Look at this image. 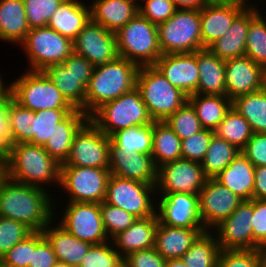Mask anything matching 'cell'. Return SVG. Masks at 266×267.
Returning a JSON list of instances; mask_svg holds the SVG:
<instances>
[{"label":"cell","mask_w":266,"mask_h":267,"mask_svg":"<svg viewBox=\"0 0 266 267\" xmlns=\"http://www.w3.org/2000/svg\"><path fill=\"white\" fill-rule=\"evenodd\" d=\"M53 195L6 176L0 184V216L22 222L32 231H42L54 219V210L60 207Z\"/></svg>","instance_id":"1"},{"label":"cell","mask_w":266,"mask_h":267,"mask_svg":"<svg viewBox=\"0 0 266 267\" xmlns=\"http://www.w3.org/2000/svg\"><path fill=\"white\" fill-rule=\"evenodd\" d=\"M4 164L7 177L15 182L41 187L47 191H50L49 185L60 188V164L43 146L12 144L4 153Z\"/></svg>","instance_id":"2"},{"label":"cell","mask_w":266,"mask_h":267,"mask_svg":"<svg viewBox=\"0 0 266 267\" xmlns=\"http://www.w3.org/2000/svg\"><path fill=\"white\" fill-rule=\"evenodd\" d=\"M139 67L125 58L96 65L85 95V114L89 117L102 104L115 100L136 87Z\"/></svg>","instance_id":"3"},{"label":"cell","mask_w":266,"mask_h":267,"mask_svg":"<svg viewBox=\"0 0 266 267\" xmlns=\"http://www.w3.org/2000/svg\"><path fill=\"white\" fill-rule=\"evenodd\" d=\"M115 34L118 56L138 67L154 66L162 55L157 25L139 13Z\"/></svg>","instance_id":"4"},{"label":"cell","mask_w":266,"mask_h":267,"mask_svg":"<svg viewBox=\"0 0 266 267\" xmlns=\"http://www.w3.org/2000/svg\"><path fill=\"white\" fill-rule=\"evenodd\" d=\"M136 88L154 121H165L188 101L155 66L139 67Z\"/></svg>","instance_id":"5"},{"label":"cell","mask_w":266,"mask_h":267,"mask_svg":"<svg viewBox=\"0 0 266 267\" xmlns=\"http://www.w3.org/2000/svg\"><path fill=\"white\" fill-rule=\"evenodd\" d=\"M89 119L108 137L126 128L154 122L136 87L102 104Z\"/></svg>","instance_id":"6"},{"label":"cell","mask_w":266,"mask_h":267,"mask_svg":"<svg viewBox=\"0 0 266 267\" xmlns=\"http://www.w3.org/2000/svg\"><path fill=\"white\" fill-rule=\"evenodd\" d=\"M13 99L34 112L50 109H75L44 71L26 70L10 82Z\"/></svg>","instance_id":"7"},{"label":"cell","mask_w":266,"mask_h":267,"mask_svg":"<svg viewBox=\"0 0 266 267\" xmlns=\"http://www.w3.org/2000/svg\"><path fill=\"white\" fill-rule=\"evenodd\" d=\"M158 43L162 54L192 53L202 49L200 10L177 9L157 25Z\"/></svg>","instance_id":"8"},{"label":"cell","mask_w":266,"mask_h":267,"mask_svg":"<svg viewBox=\"0 0 266 267\" xmlns=\"http://www.w3.org/2000/svg\"><path fill=\"white\" fill-rule=\"evenodd\" d=\"M18 46L24 50L28 70L34 71L62 64L73 52V41L48 26L30 29Z\"/></svg>","instance_id":"9"},{"label":"cell","mask_w":266,"mask_h":267,"mask_svg":"<svg viewBox=\"0 0 266 267\" xmlns=\"http://www.w3.org/2000/svg\"><path fill=\"white\" fill-rule=\"evenodd\" d=\"M155 185L111 174L106 188L105 203L117 206L137 219L156 213Z\"/></svg>","instance_id":"10"},{"label":"cell","mask_w":266,"mask_h":267,"mask_svg":"<svg viewBox=\"0 0 266 267\" xmlns=\"http://www.w3.org/2000/svg\"><path fill=\"white\" fill-rule=\"evenodd\" d=\"M110 175L108 168L60 166L59 187L69 197L65 202L102 203Z\"/></svg>","instance_id":"11"},{"label":"cell","mask_w":266,"mask_h":267,"mask_svg":"<svg viewBox=\"0 0 266 267\" xmlns=\"http://www.w3.org/2000/svg\"><path fill=\"white\" fill-rule=\"evenodd\" d=\"M64 208L60 214L54 210V218L74 237L92 245L110 241L103 225L99 203L66 202Z\"/></svg>","instance_id":"12"},{"label":"cell","mask_w":266,"mask_h":267,"mask_svg":"<svg viewBox=\"0 0 266 267\" xmlns=\"http://www.w3.org/2000/svg\"><path fill=\"white\" fill-rule=\"evenodd\" d=\"M110 137L90 119L76 132L66 162L60 166L109 168Z\"/></svg>","instance_id":"13"},{"label":"cell","mask_w":266,"mask_h":267,"mask_svg":"<svg viewBox=\"0 0 266 267\" xmlns=\"http://www.w3.org/2000/svg\"><path fill=\"white\" fill-rule=\"evenodd\" d=\"M206 180L200 162L181 158L157 168L156 193L199 194Z\"/></svg>","instance_id":"14"},{"label":"cell","mask_w":266,"mask_h":267,"mask_svg":"<svg viewBox=\"0 0 266 267\" xmlns=\"http://www.w3.org/2000/svg\"><path fill=\"white\" fill-rule=\"evenodd\" d=\"M156 214L161 224L205 228L200 216L199 194L156 193Z\"/></svg>","instance_id":"15"},{"label":"cell","mask_w":266,"mask_h":267,"mask_svg":"<svg viewBox=\"0 0 266 267\" xmlns=\"http://www.w3.org/2000/svg\"><path fill=\"white\" fill-rule=\"evenodd\" d=\"M243 201L215 178H207L199 193L200 216L205 230L212 231Z\"/></svg>","instance_id":"16"},{"label":"cell","mask_w":266,"mask_h":267,"mask_svg":"<svg viewBox=\"0 0 266 267\" xmlns=\"http://www.w3.org/2000/svg\"><path fill=\"white\" fill-rule=\"evenodd\" d=\"M73 52L94 66L111 62L118 57L116 34L89 20L73 40Z\"/></svg>","instance_id":"17"},{"label":"cell","mask_w":266,"mask_h":267,"mask_svg":"<svg viewBox=\"0 0 266 267\" xmlns=\"http://www.w3.org/2000/svg\"><path fill=\"white\" fill-rule=\"evenodd\" d=\"M253 199L243 200L212 232L220 249H253Z\"/></svg>","instance_id":"18"},{"label":"cell","mask_w":266,"mask_h":267,"mask_svg":"<svg viewBox=\"0 0 266 267\" xmlns=\"http://www.w3.org/2000/svg\"><path fill=\"white\" fill-rule=\"evenodd\" d=\"M225 75L226 96L231 100L265 87L266 70L247 56L225 60Z\"/></svg>","instance_id":"19"},{"label":"cell","mask_w":266,"mask_h":267,"mask_svg":"<svg viewBox=\"0 0 266 267\" xmlns=\"http://www.w3.org/2000/svg\"><path fill=\"white\" fill-rule=\"evenodd\" d=\"M154 66L176 88L188 97L197 94L199 69L197 51L162 54Z\"/></svg>","instance_id":"20"},{"label":"cell","mask_w":266,"mask_h":267,"mask_svg":"<svg viewBox=\"0 0 266 267\" xmlns=\"http://www.w3.org/2000/svg\"><path fill=\"white\" fill-rule=\"evenodd\" d=\"M109 155L108 169L111 174L156 185L157 168L151 154L121 152V147L110 139Z\"/></svg>","instance_id":"21"},{"label":"cell","mask_w":266,"mask_h":267,"mask_svg":"<svg viewBox=\"0 0 266 267\" xmlns=\"http://www.w3.org/2000/svg\"><path fill=\"white\" fill-rule=\"evenodd\" d=\"M260 12L259 8L245 9L231 24L225 34L208 49L223 60L245 56L250 21Z\"/></svg>","instance_id":"22"},{"label":"cell","mask_w":266,"mask_h":267,"mask_svg":"<svg viewBox=\"0 0 266 267\" xmlns=\"http://www.w3.org/2000/svg\"><path fill=\"white\" fill-rule=\"evenodd\" d=\"M244 10L233 5L210 3L202 7L200 9L202 49L208 48L220 39Z\"/></svg>","instance_id":"23"},{"label":"cell","mask_w":266,"mask_h":267,"mask_svg":"<svg viewBox=\"0 0 266 267\" xmlns=\"http://www.w3.org/2000/svg\"><path fill=\"white\" fill-rule=\"evenodd\" d=\"M205 228L172 227L158 222L155 250L166 260L181 259Z\"/></svg>","instance_id":"24"},{"label":"cell","mask_w":266,"mask_h":267,"mask_svg":"<svg viewBox=\"0 0 266 267\" xmlns=\"http://www.w3.org/2000/svg\"><path fill=\"white\" fill-rule=\"evenodd\" d=\"M55 221L56 219H53L42 230V233L51 244L58 261L77 267L92 244L74 237L70 232Z\"/></svg>","instance_id":"25"},{"label":"cell","mask_w":266,"mask_h":267,"mask_svg":"<svg viewBox=\"0 0 266 267\" xmlns=\"http://www.w3.org/2000/svg\"><path fill=\"white\" fill-rule=\"evenodd\" d=\"M89 7L90 20L114 33L139 13L135 0H92Z\"/></svg>","instance_id":"26"},{"label":"cell","mask_w":266,"mask_h":267,"mask_svg":"<svg viewBox=\"0 0 266 267\" xmlns=\"http://www.w3.org/2000/svg\"><path fill=\"white\" fill-rule=\"evenodd\" d=\"M158 222L156 213L147 218L136 219L129 228L111 239L114 248L123 258L134 251L153 248Z\"/></svg>","instance_id":"27"},{"label":"cell","mask_w":266,"mask_h":267,"mask_svg":"<svg viewBox=\"0 0 266 267\" xmlns=\"http://www.w3.org/2000/svg\"><path fill=\"white\" fill-rule=\"evenodd\" d=\"M85 3L82 0H63L47 26L73 41L90 20L89 3Z\"/></svg>","instance_id":"28"},{"label":"cell","mask_w":266,"mask_h":267,"mask_svg":"<svg viewBox=\"0 0 266 267\" xmlns=\"http://www.w3.org/2000/svg\"><path fill=\"white\" fill-rule=\"evenodd\" d=\"M199 81L197 94L225 95V60L213 54L208 48L197 51Z\"/></svg>","instance_id":"29"},{"label":"cell","mask_w":266,"mask_h":267,"mask_svg":"<svg viewBox=\"0 0 266 267\" xmlns=\"http://www.w3.org/2000/svg\"><path fill=\"white\" fill-rule=\"evenodd\" d=\"M88 119L89 117L81 109H75L56 126L52 137L43 145L46 152L58 164L66 162L76 132Z\"/></svg>","instance_id":"30"},{"label":"cell","mask_w":266,"mask_h":267,"mask_svg":"<svg viewBox=\"0 0 266 267\" xmlns=\"http://www.w3.org/2000/svg\"><path fill=\"white\" fill-rule=\"evenodd\" d=\"M255 166L239 153L215 179L243 200H251Z\"/></svg>","instance_id":"31"},{"label":"cell","mask_w":266,"mask_h":267,"mask_svg":"<svg viewBox=\"0 0 266 267\" xmlns=\"http://www.w3.org/2000/svg\"><path fill=\"white\" fill-rule=\"evenodd\" d=\"M29 30L23 0H0V40L19 45Z\"/></svg>","instance_id":"32"},{"label":"cell","mask_w":266,"mask_h":267,"mask_svg":"<svg viewBox=\"0 0 266 267\" xmlns=\"http://www.w3.org/2000/svg\"><path fill=\"white\" fill-rule=\"evenodd\" d=\"M188 102L194 108L204 129L214 131L232 108V100L225 95L193 94Z\"/></svg>","instance_id":"33"},{"label":"cell","mask_w":266,"mask_h":267,"mask_svg":"<svg viewBox=\"0 0 266 267\" xmlns=\"http://www.w3.org/2000/svg\"><path fill=\"white\" fill-rule=\"evenodd\" d=\"M151 155L156 168L182 158L181 139L164 121L153 122Z\"/></svg>","instance_id":"34"},{"label":"cell","mask_w":266,"mask_h":267,"mask_svg":"<svg viewBox=\"0 0 266 267\" xmlns=\"http://www.w3.org/2000/svg\"><path fill=\"white\" fill-rule=\"evenodd\" d=\"M44 72L63 97L75 109H81L85 113L86 87L79 82V78L71 71H68L63 63L48 66Z\"/></svg>","instance_id":"35"},{"label":"cell","mask_w":266,"mask_h":267,"mask_svg":"<svg viewBox=\"0 0 266 267\" xmlns=\"http://www.w3.org/2000/svg\"><path fill=\"white\" fill-rule=\"evenodd\" d=\"M232 107L250 124L253 133H266V88L232 100Z\"/></svg>","instance_id":"36"},{"label":"cell","mask_w":266,"mask_h":267,"mask_svg":"<svg viewBox=\"0 0 266 267\" xmlns=\"http://www.w3.org/2000/svg\"><path fill=\"white\" fill-rule=\"evenodd\" d=\"M220 250L216 234L207 230L196 238L181 259L187 267H217Z\"/></svg>","instance_id":"37"},{"label":"cell","mask_w":266,"mask_h":267,"mask_svg":"<svg viewBox=\"0 0 266 267\" xmlns=\"http://www.w3.org/2000/svg\"><path fill=\"white\" fill-rule=\"evenodd\" d=\"M239 153H241V150L236 146L214 134L205 158L201 162L205 176L207 178H215Z\"/></svg>","instance_id":"38"},{"label":"cell","mask_w":266,"mask_h":267,"mask_svg":"<svg viewBox=\"0 0 266 267\" xmlns=\"http://www.w3.org/2000/svg\"><path fill=\"white\" fill-rule=\"evenodd\" d=\"M110 139L121 147V152L151 154L153 123L139 125L114 133Z\"/></svg>","instance_id":"39"},{"label":"cell","mask_w":266,"mask_h":267,"mask_svg":"<svg viewBox=\"0 0 266 267\" xmlns=\"http://www.w3.org/2000/svg\"><path fill=\"white\" fill-rule=\"evenodd\" d=\"M214 134L242 150L253 131L249 122L232 107L214 130Z\"/></svg>","instance_id":"40"},{"label":"cell","mask_w":266,"mask_h":267,"mask_svg":"<svg viewBox=\"0 0 266 267\" xmlns=\"http://www.w3.org/2000/svg\"><path fill=\"white\" fill-rule=\"evenodd\" d=\"M263 15L265 12L260 11L250 21L245 56L266 70V17Z\"/></svg>","instance_id":"41"},{"label":"cell","mask_w":266,"mask_h":267,"mask_svg":"<svg viewBox=\"0 0 266 267\" xmlns=\"http://www.w3.org/2000/svg\"><path fill=\"white\" fill-rule=\"evenodd\" d=\"M75 109H50L34 112L33 138L28 142L43 146L51 138L56 126Z\"/></svg>","instance_id":"42"},{"label":"cell","mask_w":266,"mask_h":267,"mask_svg":"<svg viewBox=\"0 0 266 267\" xmlns=\"http://www.w3.org/2000/svg\"><path fill=\"white\" fill-rule=\"evenodd\" d=\"M34 111L22 107L12 99L9 107V121L13 144L28 143L33 138Z\"/></svg>","instance_id":"43"},{"label":"cell","mask_w":266,"mask_h":267,"mask_svg":"<svg viewBox=\"0 0 266 267\" xmlns=\"http://www.w3.org/2000/svg\"><path fill=\"white\" fill-rule=\"evenodd\" d=\"M181 139H187L204 129L192 105L187 101L164 121Z\"/></svg>","instance_id":"44"},{"label":"cell","mask_w":266,"mask_h":267,"mask_svg":"<svg viewBox=\"0 0 266 267\" xmlns=\"http://www.w3.org/2000/svg\"><path fill=\"white\" fill-rule=\"evenodd\" d=\"M124 258L112 241L93 244L77 267H123Z\"/></svg>","instance_id":"45"},{"label":"cell","mask_w":266,"mask_h":267,"mask_svg":"<svg viewBox=\"0 0 266 267\" xmlns=\"http://www.w3.org/2000/svg\"><path fill=\"white\" fill-rule=\"evenodd\" d=\"M100 212L106 234L110 240L119 232L129 228L137 219L129 212L104 201L100 203Z\"/></svg>","instance_id":"46"},{"label":"cell","mask_w":266,"mask_h":267,"mask_svg":"<svg viewBox=\"0 0 266 267\" xmlns=\"http://www.w3.org/2000/svg\"><path fill=\"white\" fill-rule=\"evenodd\" d=\"M63 0H23L30 29L46 27Z\"/></svg>","instance_id":"47"},{"label":"cell","mask_w":266,"mask_h":267,"mask_svg":"<svg viewBox=\"0 0 266 267\" xmlns=\"http://www.w3.org/2000/svg\"><path fill=\"white\" fill-rule=\"evenodd\" d=\"M217 267H262L261 249H221Z\"/></svg>","instance_id":"48"},{"label":"cell","mask_w":266,"mask_h":267,"mask_svg":"<svg viewBox=\"0 0 266 267\" xmlns=\"http://www.w3.org/2000/svg\"><path fill=\"white\" fill-rule=\"evenodd\" d=\"M32 232L24 223L0 216V259L16 243L23 241Z\"/></svg>","instance_id":"49"},{"label":"cell","mask_w":266,"mask_h":267,"mask_svg":"<svg viewBox=\"0 0 266 267\" xmlns=\"http://www.w3.org/2000/svg\"><path fill=\"white\" fill-rule=\"evenodd\" d=\"M213 135L214 131L202 129L191 137L181 140L182 158L201 163L205 158Z\"/></svg>","instance_id":"50"},{"label":"cell","mask_w":266,"mask_h":267,"mask_svg":"<svg viewBox=\"0 0 266 267\" xmlns=\"http://www.w3.org/2000/svg\"><path fill=\"white\" fill-rule=\"evenodd\" d=\"M57 261L56 254L42 231H33L32 257L28 267H53Z\"/></svg>","instance_id":"51"},{"label":"cell","mask_w":266,"mask_h":267,"mask_svg":"<svg viewBox=\"0 0 266 267\" xmlns=\"http://www.w3.org/2000/svg\"><path fill=\"white\" fill-rule=\"evenodd\" d=\"M138 9L141 16L156 25L166 22L177 10L171 0H144Z\"/></svg>","instance_id":"52"},{"label":"cell","mask_w":266,"mask_h":267,"mask_svg":"<svg viewBox=\"0 0 266 267\" xmlns=\"http://www.w3.org/2000/svg\"><path fill=\"white\" fill-rule=\"evenodd\" d=\"M32 257V233L16 243L0 259L3 267H28Z\"/></svg>","instance_id":"53"},{"label":"cell","mask_w":266,"mask_h":267,"mask_svg":"<svg viewBox=\"0 0 266 267\" xmlns=\"http://www.w3.org/2000/svg\"><path fill=\"white\" fill-rule=\"evenodd\" d=\"M253 249L266 247V200L253 199Z\"/></svg>","instance_id":"54"},{"label":"cell","mask_w":266,"mask_h":267,"mask_svg":"<svg viewBox=\"0 0 266 267\" xmlns=\"http://www.w3.org/2000/svg\"><path fill=\"white\" fill-rule=\"evenodd\" d=\"M13 99L11 87L0 95V149L5 153L13 144L9 121V107Z\"/></svg>","instance_id":"55"},{"label":"cell","mask_w":266,"mask_h":267,"mask_svg":"<svg viewBox=\"0 0 266 267\" xmlns=\"http://www.w3.org/2000/svg\"><path fill=\"white\" fill-rule=\"evenodd\" d=\"M164 259L155 248L134 251L124 257V267H165Z\"/></svg>","instance_id":"56"},{"label":"cell","mask_w":266,"mask_h":267,"mask_svg":"<svg viewBox=\"0 0 266 267\" xmlns=\"http://www.w3.org/2000/svg\"><path fill=\"white\" fill-rule=\"evenodd\" d=\"M241 153L255 166H266V133H253Z\"/></svg>","instance_id":"57"},{"label":"cell","mask_w":266,"mask_h":267,"mask_svg":"<svg viewBox=\"0 0 266 267\" xmlns=\"http://www.w3.org/2000/svg\"><path fill=\"white\" fill-rule=\"evenodd\" d=\"M63 64L68 71H71L79 78V82L82 85L86 88L88 87L95 67L91 62L85 57L72 52Z\"/></svg>","instance_id":"58"},{"label":"cell","mask_w":266,"mask_h":267,"mask_svg":"<svg viewBox=\"0 0 266 267\" xmlns=\"http://www.w3.org/2000/svg\"><path fill=\"white\" fill-rule=\"evenodd\" d=\"M252 199L266 200V166L255 167Z\"/></svg>","instance_id":"59"},{"label":"cell","mask_w":266,"mask_h":267,"mask_svg":"<svg viewBox=\"0 0 266 267\" xmlns=\"http://www.w3.org/2000/svg\"><path fill=\"white\" fill-rule=\"evenodd\" d=\"M177 9H197L200 10L208 2L207 0H171Z\"/></svg>","instance_id":"60"},{"label":"cell","mask_w":266,"mask_h":267,"mask_svg":"<svg viewBox=\"0 0 266 267\" xmlns=\"http://www.w3.org/2000/svg\"><path fill=\"white\" fill-rule=\"evenodd\" d=\"M250 1L253 2L252 0H207L210 4L233 5L243 9H250L258 6V4L255 5L256 2L251 3Z\"/></svg>","instance_id":"61"},{"label":"cell","mask_w":266,"mask_h":267,"mask_svg":"<svg viewBox=\"0 0 266 267\" xmlns=\"http://www.w3.org/2000/svg\"><path fill=\"white\" fill-rule=\"evenodd\" d=\"M165 267H187L182 259H168L166 260Z\"/></svg>","instance_id":"62"},{"label":"cell","mask_w":266,"mask_h":267,"mask_svg":"<svg viewBox=\"0 0 266 267\" xmlns=\"http://www.w3.org/2000/svg\"><path fill=\"white\" fill-rule=\"evenodd\" d=\"M6 169H5V164L4 161H0V184L6 177Z\"/></svg>","instance_id":"63"},{"label":"cell","mask_w":266,"mask_h":267,"mask_svg":"<svg viewBox=\"0 0 266 267\" xmlns=\"http://www.w3.org/2000/svg\"><path fill=\"white\" fill-rule=\"evenodd\" d=\"M9 87H10V83L6 84L5 80L2 79V75H0V95H2Z\"/></svg>","instance_id":"64"},{"label":"cell","mask_w":266,"mask_h":267,"mask_svg":"<svg viewBox=\"0 0 266 267\" xmlns=\"http://www.w3.org/2000/svg\"><path fill=\"white\" fill-rule=\"evenodd\" d=\"M262 267H266V247L261 248Z\"/></svg>","instance_id":"65"},{"label":"cell","mask_w":266,"mask_h":267,"mask_svg":"<svg viewBox=\"0 0 266 267\" xmlns=\"http://www.w3.org/2000/svg\"><path fill=\"white\" fill-rule=\"evenodd\" d=\"M53 267H76L65 262L57 261Z\"/></svg>","instance_id":"66"},{"label":"cell","mask_w":266,"mask_h":267,"mask_svg":"<svg viewBox=\"0 0 266 267\" xmlns=\"http://www.w3.org/2000/svg\"><path fill=\"white\" fill-rule=\"evenodd\" d=\"M0 161H4V152L0 149Z\"/></svg>","instance_id":"67"},{"label":"cell","mask_w":266,"mask_h":267,"mask_svg":"<svg viewBox=\"0 0 266 267\" xmlns=\"http://www.w3.org/2000/svg\"><path fill=\"white\" fill-rule=\"evenodd\" d=\"M142 1H144V0H135V2H136L137 4H140Z\"/></svg>","instance_id":"68"}]
</instances>
